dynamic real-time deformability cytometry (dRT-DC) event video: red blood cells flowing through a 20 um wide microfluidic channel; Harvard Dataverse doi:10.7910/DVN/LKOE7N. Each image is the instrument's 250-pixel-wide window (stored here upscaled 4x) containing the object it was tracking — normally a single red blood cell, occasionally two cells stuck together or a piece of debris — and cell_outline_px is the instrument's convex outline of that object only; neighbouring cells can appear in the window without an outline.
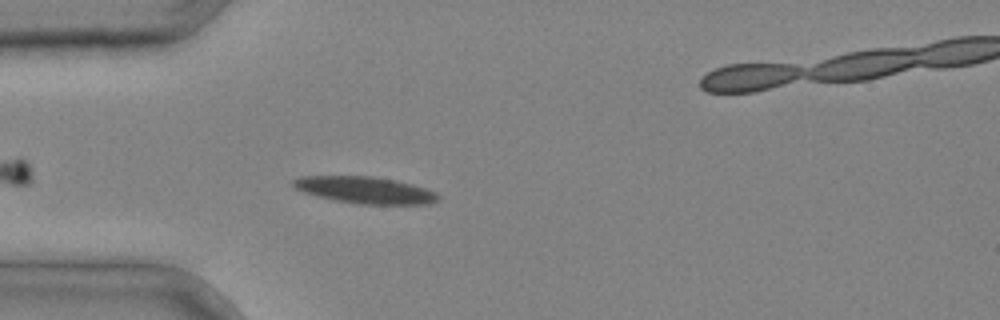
{"species": "common noctule bat (a hibernating species)", "species_latin": "Nyctalus noctula", "temperature_condition": "cold", "stored_images_in_passage": 2, "camera_frame_rate_fps": 3000, "um_per_image_px": 0.085, "animal": {"sex": "male", "body_mass_g": 20.4}, "frame": {"image": 1, "passage_image": 1, "time_ms": 0.0, "image_size_px": [1000, 320], "cell_outline_px": [[440, 196], [436, 200], [428, 204], [356, 204], [332, 200], [316, 196], [304, 192], [296, 188], [292, 184], [292, 180], [300, 176], [372, 176], [396, 180], [412, 184], [436, 192]], "centroid_in_image_um": [31.0, 16.15], "position_along_channel_um": 54.0, "area_um2": 22.66}}